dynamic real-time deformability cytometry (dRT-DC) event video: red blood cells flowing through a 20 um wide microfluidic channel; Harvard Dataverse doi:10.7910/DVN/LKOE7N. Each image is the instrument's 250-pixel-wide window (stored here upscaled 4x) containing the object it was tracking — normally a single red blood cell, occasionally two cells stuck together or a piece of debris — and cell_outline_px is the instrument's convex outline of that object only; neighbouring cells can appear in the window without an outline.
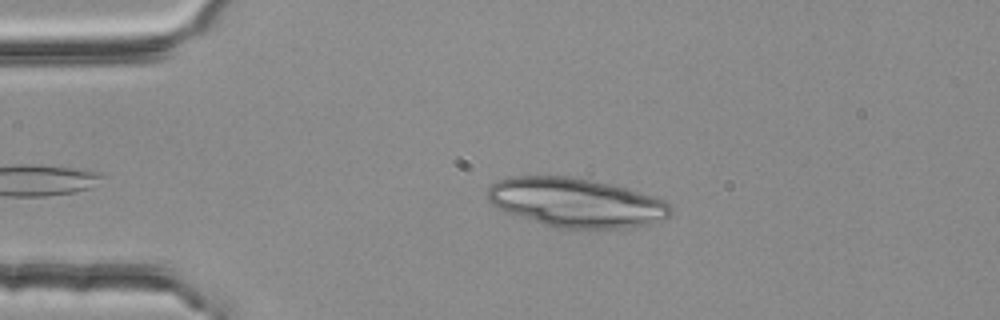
{"species": "common noctule bat (a hibernating species)", "species_latin": "Nyctalus noctula", "temperature_condition": "room temperature", "stored_images_in_passage": 39, "camera_frame_rate_fps": 3000, "um_per_image_px": 0.085, "animal": {"sex": "female", "body_mass_g": 25.1}, "frame": {"image": 1, "passage_image": 5, "time_ms": 1.333, "image_size_px": [1000, 320], "cell_outline_px": [[672, 212], [664, 220], [624, 228], [564, 228], [544, 224], [504, 212], [492, 204], [488, 200], [488, 188], [492, 184], [500, 180], [512, 176], [572, 176], [612, 184], [656, 196], [664, 200], [672, 208]], "centroid_in_image_um": [48.97, 17.21], "position_along_channel_um": 36.0, "area_um2": 52.31}}
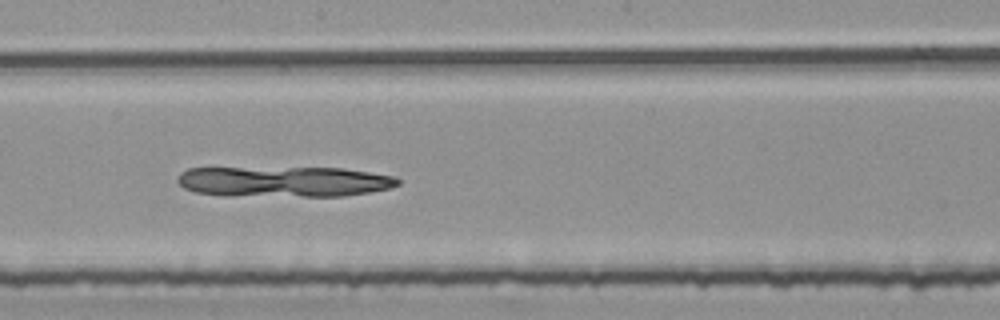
{"frame": {"image": 2, "passage_image": 23, "time_ms": 7.333, "image_size_px": [1000, 320], "cell_outline_px": [[400, 184], [392, 188], [344, 196], [224, 196], [196, 192], [184, 188], [176, 180], [180, 172], [188, 168], [344, 168], [396, 176], [400, 180]], "centroid_in_image_um": [24.15, 15.44], "position_along_channel_um": 224.1, "area_um2": 39.59}}
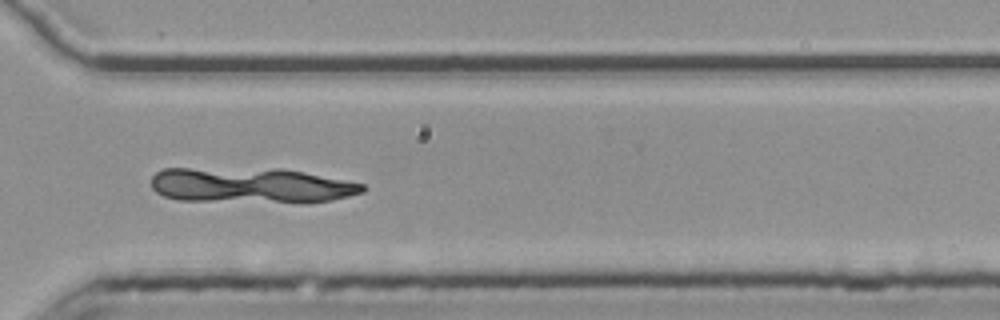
{"frame": {"image": 3, "passage_image": 33, "time_ms": 10.667, "image_size_px": [1000, 320], "cell_outline_px": [[368, 188], [364, 192], [332, 200], [304, 204], [300, 204], [180, 200], [164, 196], [156, 192], [152, 188], [152, 176], [156, 172], [164, 168], [280, 168], [304, 172], [364, 184]], "centroid_in_image_um": [21.36, 15.77], "position_along_channel_um": 349.2, "area_um2": 44.62}}